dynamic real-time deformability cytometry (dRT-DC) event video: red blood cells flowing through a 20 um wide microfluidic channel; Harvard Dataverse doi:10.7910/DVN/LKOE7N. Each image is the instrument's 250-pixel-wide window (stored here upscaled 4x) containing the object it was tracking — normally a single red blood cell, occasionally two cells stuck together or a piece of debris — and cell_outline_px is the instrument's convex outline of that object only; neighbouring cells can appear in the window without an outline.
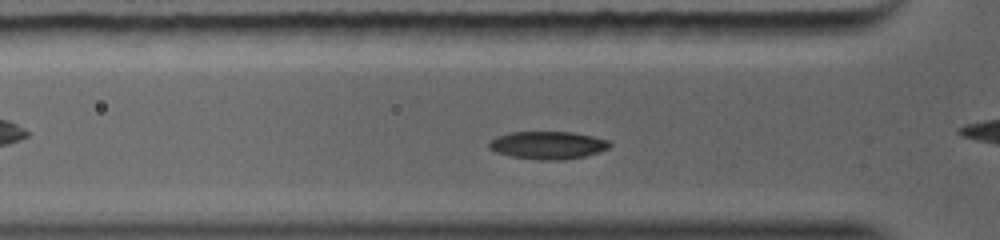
{"species": "common noctule bat (a hibernating species)", "species_latin": "Nyctalus noctula", "temperature_condition": "warm", "stored_images_in_passage": 25, "camera_frame_rate_fps": 5000, "um_per_image_px": 0.085, "animal": {"sex": "female", "body_mass_g": 19.0, "forearm_length_mm": 56.7}, "frame": {"image": 1, "passage_image": 4, "time_ms": 0.6, "image_size_px": [1000, 240], "cell_outline_px": [[612, 144], [608, 148], [600, 152], [584, 156], [564, 160], [536, 160], [508, 156], [496, 152], [488, 148], [488, 144], [492, 140], [500, 136], [512, 132], [568, 132], [608, 140]], "centroid_in_image_um": [46.55, 12.36], "position_along_channel_um": 79.3, "area_um2": 19.36}}
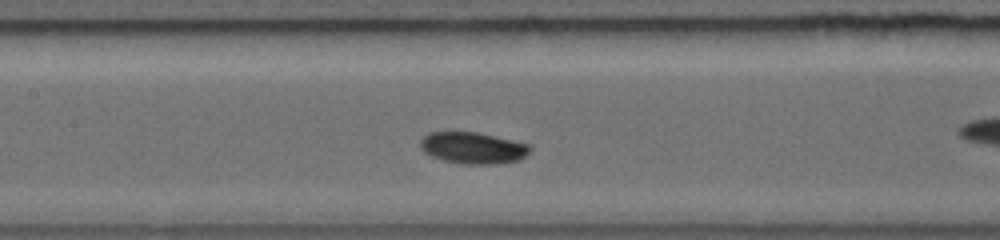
{"frame": {"image": 2, "passage_image": 12, "time_ms": 2.4, "image_size_px": [1000, 240], "cell_outline_px": [[532, 148], [520, 160], [500, 164], [464, 164], [444, 160], [432, 156], [424, 152], [420, 148], [420, 144], [428, 136], [440, 132], [472, 132], [528, 144]], "centroid_in_image_um": [40.25, 12.61], "position_along_channel_um": 167.2, "area_um2": 19.48}}
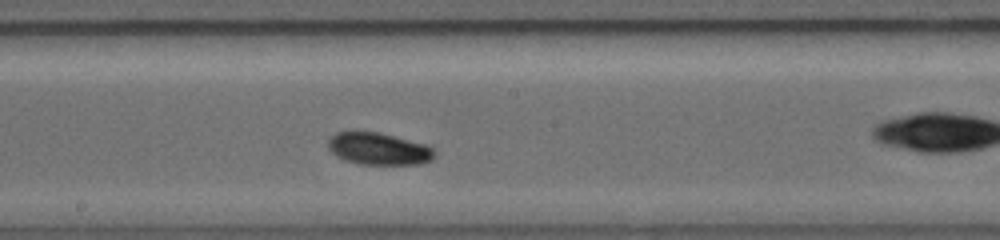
{"frame": {"image": 3, "passage_image": 16, "time_ms": 3.4, "image_size_px": [1000, 240], "cell_outline_px": [[436, 156], [432, 160], [424, 164], [360, 164], [348, 160], [332, 152], [328, 148], [328, 144], [340, 132], [368, 132], [388, 136], [420, 144], [432, 148], [436, 152]], "centroid_in_image_um": [32.25, 12.7], "position_along_channel_um": 215.9, "area_um2": 18.79}}